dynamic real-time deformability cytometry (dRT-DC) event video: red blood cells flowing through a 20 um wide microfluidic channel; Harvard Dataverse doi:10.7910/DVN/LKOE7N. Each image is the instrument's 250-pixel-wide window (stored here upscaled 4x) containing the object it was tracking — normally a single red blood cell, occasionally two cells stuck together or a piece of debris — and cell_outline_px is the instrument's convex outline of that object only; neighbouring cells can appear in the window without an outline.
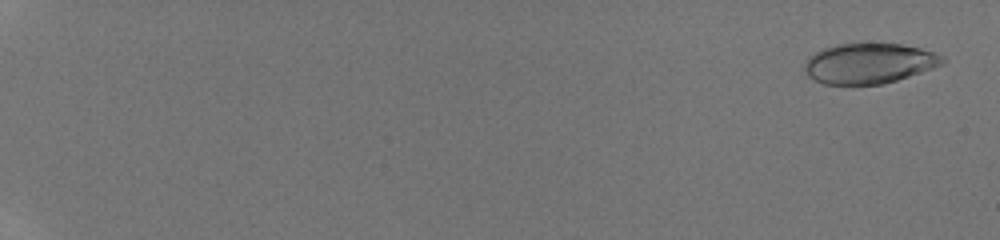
{"species": "human", "species_latin": "Homo sapiens", "temperature_condition": "room temperature", "stored_images_in_passage": 53, "camera_frame_rate_fps": 3000, "um_per_image_px": 0.085, "donor": {"sex": "male"}, "frame": {"image": 1, "passage_image": 2, "time_ms": 0.333, "image_size_px": [1000, 240], "cell_outline_px": [[948, 60], [944, 64], [884, 84], [824, 84], [808, 76], [804, 72], [804, 64], [808, 56], [824, 48], [836, 44], [900, 44], [920, 48], [944, 56]], "centroid_in_image_um": [73.87, 5.39], "position_along_channel_um": 11.1, "area_um2": 32.25}}
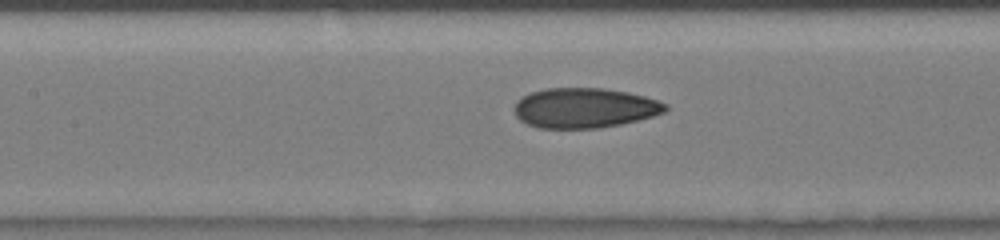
{"frame": {"image": 2, "passage_image": 29, "time_ms": 9.333, "image_size_px": [1000, 240], "cell_outline_px": [[668, 108], [664, 112], [652, 116], [620, 124], [596, 128], [540, 128], [528, 124], [520, 120], [516, 116], [516, 100], [532, 92], [544, 88], [604, 88], [628, 92], [644, 96], [668, 104]], "centroid_in_image_um": [49.69, 9.17], "position_along_channel_um": 157.7, "area_um2": 34.97}}
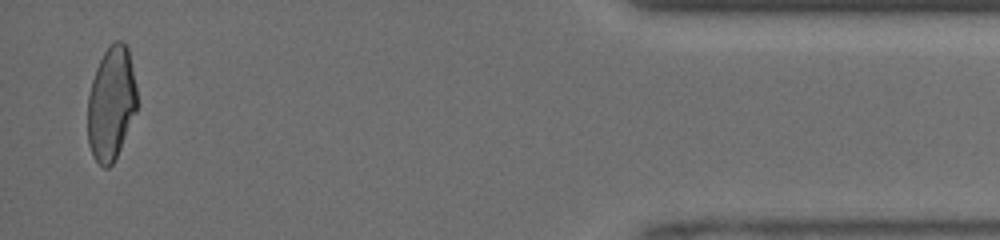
{"frame": {"image": 3, "passage_image": 52, "time_ms": 17.0, "image_size_px": [1000, 240], "cell_outline_px": [[136, 112], [120, 148], [112, 164], [108, 168], [104, 168], [92, 156], [88, 144], [88, 96], [92, 80], [96, 68], [104, 52], [116, 40], [120, 40], [128, 48], [136, 88]], "centroid_in_image_um": [9.44, 8.82], "position_along_channel_um": 425.8, "area_um2": 32.31}, "authors_computed_cell_mechanics": {"area_um2": 33.9286, "velocity_mm_per_s": 4.228, "shape_relaxation_time_tau1_ms": 8.8822, "shape_relaxation_time_tau2_ms": 1.0788, "deformation_change_tau1": 0.2259, "deformation_change_tau2": 0.0694}}